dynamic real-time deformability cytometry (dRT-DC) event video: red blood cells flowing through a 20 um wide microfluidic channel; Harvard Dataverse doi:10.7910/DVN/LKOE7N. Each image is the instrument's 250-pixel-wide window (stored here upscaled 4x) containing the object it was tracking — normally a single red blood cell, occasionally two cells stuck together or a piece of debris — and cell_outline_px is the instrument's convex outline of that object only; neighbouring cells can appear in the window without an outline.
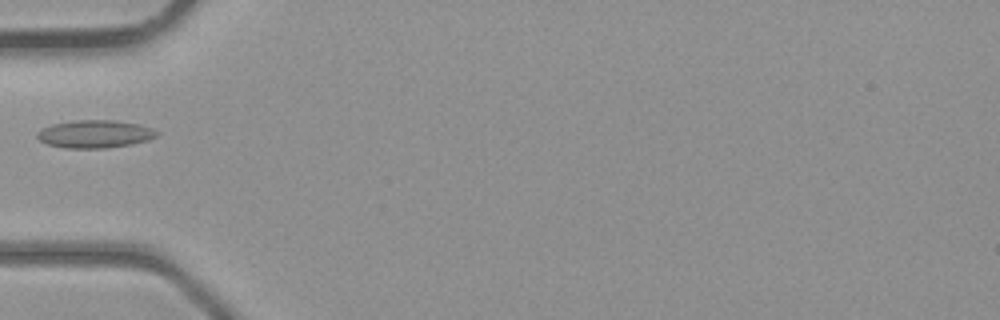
{"species": "common noctule bat (a hibernating species)", "species_latin": "Nyctalus noctula", "temperature_condition": "room temperature", "stored_images_in_passage": 4, "camera_frame_rate_fps": 3000, "um_per_image_px": 0.085, "animal": {"sex": "male", "body_mass_g": 23.1, "forearm_length_mm": 52.7}, "frame": {"image": 1, "passage_image": 4, "time_ms": 3.667, "image_size_px": [1000, 320], "cell_outline_px": [[160, 132], [156, 136], [148, 140], [132, 144], [104, 148], [64, 148], [48, 144], [40, 140], [36, 136], [36, 132], [52, 124], [76, 120], [116, 120], [140, 124], [152, 128]], "centroid_in_image_um": [8.09, 11.38], "position_along_channel_um": 76.9, "area_um2": 19.42}}